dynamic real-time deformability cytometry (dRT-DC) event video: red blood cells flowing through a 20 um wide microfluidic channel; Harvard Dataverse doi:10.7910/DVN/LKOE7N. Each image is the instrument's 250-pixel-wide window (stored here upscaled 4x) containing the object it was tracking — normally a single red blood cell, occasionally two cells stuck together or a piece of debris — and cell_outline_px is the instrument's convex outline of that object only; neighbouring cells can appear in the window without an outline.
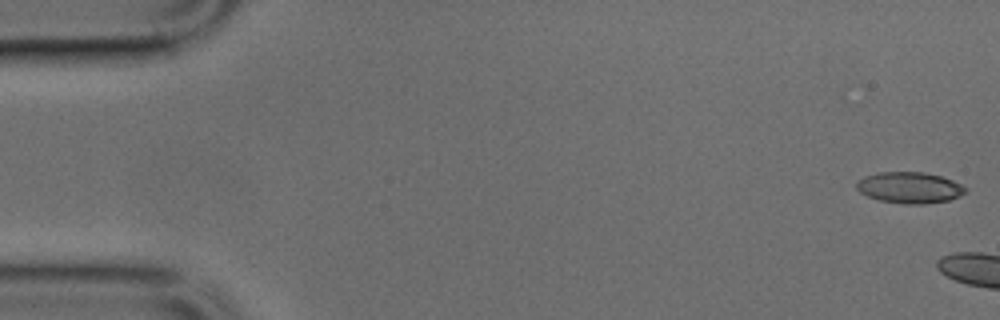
{"species": "common noctule bat (a hibernating species)", "species_latin": "Nyctalus noctula", "temperature_condition": "cold", "stored_images_in_passage": 4, "camera_frame_rate_fps": 3000, "um_per_image_px": 0.085, "animal": {"sex": "male", "body_mass_g": 17.9, "forearm_length_mm": 54.2}, "frame": {"image": 1, "passage_image": 1, "time_ms": 0.0, "image_size_px": [1000, 320], "cell_outline_px": [[968, 192], [960, 196], [948, 200], [924, 204], [904, 204], [880, 200], [868, 196], [860, 192], [856, 188], [856, 184], [864, 176], [876, 172], [924, 172], [940, 176], [952, 180], [968, 188]], "centroid_in_image_um": [77.34, 15.94], "position_along_channel_um": 7.7, "area_um2": 19.83}}